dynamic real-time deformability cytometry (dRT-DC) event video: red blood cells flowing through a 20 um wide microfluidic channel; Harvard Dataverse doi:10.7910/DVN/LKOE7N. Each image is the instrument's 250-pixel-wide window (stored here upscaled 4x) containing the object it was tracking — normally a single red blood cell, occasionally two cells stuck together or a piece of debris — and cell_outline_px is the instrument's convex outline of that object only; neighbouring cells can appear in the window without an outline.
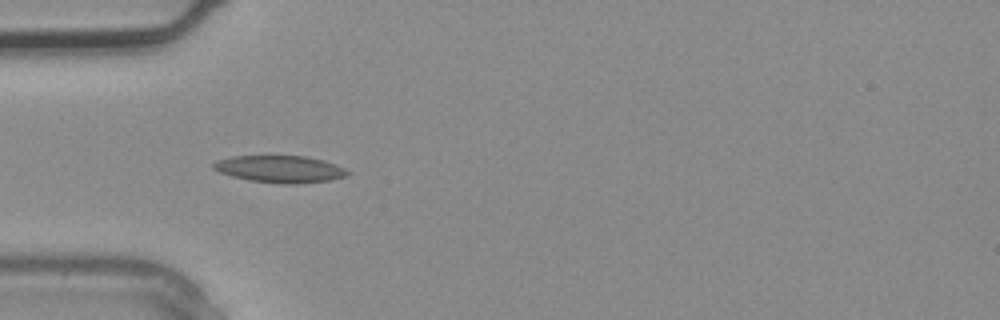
{"species": "common noctule bat (a hibernating species)", "species_latin": "Nyctalus noctula", "temperature_condition": "warm", "stored_images_in_passage": 1, "camera_frame_rate_fps": 3000, "um_per_image_px": 0.085, "animal": {"sex": "male", "body_mass_g": 20.4}, "frame": {"image": 1, "passage_image": 1, "time_ms": 0.0, "image_size_px": [1000, 320], "cell_outline_px": [[352, 172], [348, 176], [328, 180], [292, 184], [280, 184], [248, 180], [232, 176], [220, 172], [212, 168], [212, 164], [216, 160], [232, 156], [304, 156], [324, 160], [336, 164]], "centroid_in_image_um": [23.81, 14.37], "position_along_channel_um": 61.2, "area_um2": 21.21}}